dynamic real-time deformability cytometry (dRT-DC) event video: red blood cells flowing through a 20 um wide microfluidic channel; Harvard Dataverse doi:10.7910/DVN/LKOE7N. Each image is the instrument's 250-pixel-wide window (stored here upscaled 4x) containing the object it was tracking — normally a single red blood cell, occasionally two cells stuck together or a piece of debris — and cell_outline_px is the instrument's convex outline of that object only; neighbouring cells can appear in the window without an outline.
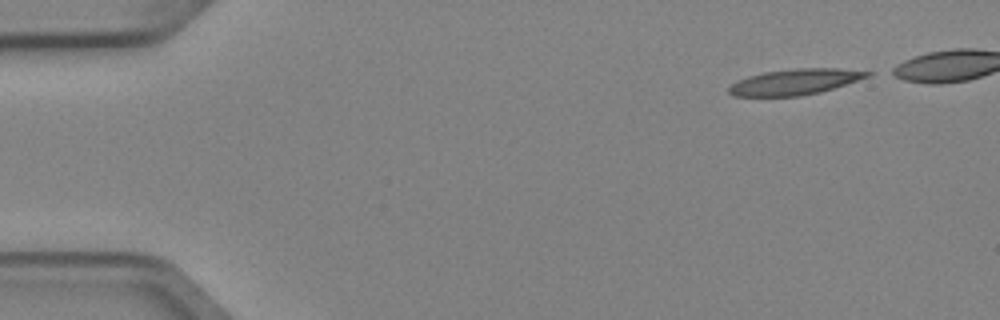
{"species": "Egyptian fruit bat (a non-hibernating species)", "species_latin": "Rousettus aegyptiacus", "temperature_condition": "cold", "stored_images_in_passage": 4, "camera_frame_rate_fps": 3000, "um_per_image_px": 0.085, "animal": {"sex": "female"}, "frame": {"image": 1, "passage_image": 1, "time_ms": 0.0, "image_size_px": [1000, 320], "cell_outline_px": [[872, 72], [868, 76], [820, 92], [800, 96], [732, 96], [728, 92], [728, 88], [736, 80], [748, 76], [764, 72], [800, 68], [836, 68]], "centroid_in_image_um": [67.49, 6.96], "position_along_channel_um": 17.5, "area_um2": 20.46}}